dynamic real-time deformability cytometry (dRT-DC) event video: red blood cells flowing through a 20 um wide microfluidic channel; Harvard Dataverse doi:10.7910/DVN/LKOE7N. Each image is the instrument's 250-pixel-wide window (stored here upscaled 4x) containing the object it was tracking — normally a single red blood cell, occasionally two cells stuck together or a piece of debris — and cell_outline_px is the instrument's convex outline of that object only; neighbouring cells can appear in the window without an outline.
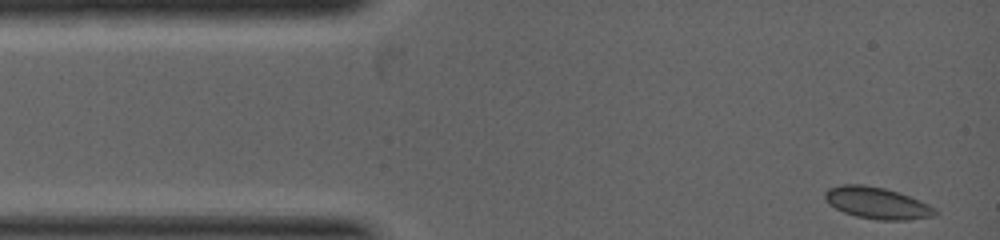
{"species": "common noctule bat (a hibernating species)", "species_latin": "Nyctalus noctula", "temperature_condition": "warm", "stored_images_in_passage": 19, "camera_frame_rate_fps": 5000, "um_per_image_px": 0.085, "animal": {"sex": "female", "body_mass_g": 19.0, "forearm_length_mm": 53.3}, "frame": {"image": 1, "passage_image": 1, "time_ms": 0.0, "image_size_px": [1000, 240], "cell_outline_px": [[940, 212], [936, 216], [908, 220], [880, 220], [856, 216], [844, 212], [828, 204], [824, 196], [824, 192], [828, 188], [844, 184], [864, 184], [884, 188], [908, 196], [928, 204], [936, 208]], "centroid_in_image_um": [74.56, 17.26], "position_along_channel_um": 10.4, "area_um2": 20.35}}
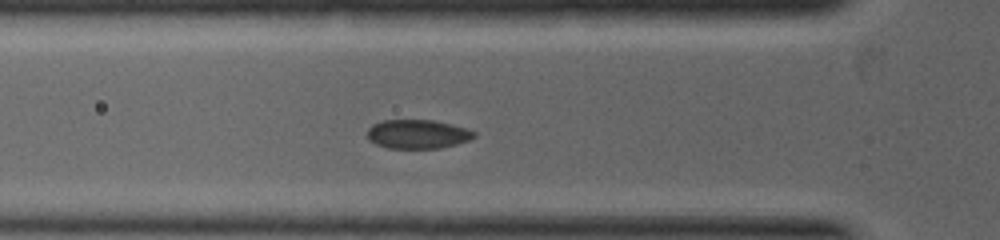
{"frame": {"image": 2, "passage_image": 17, "time_ms": 2.0, "image_size_px": [1000, 240], "cell_outline_px": [[476, 136], [468, 140], [456, 144], [440, 148], [388, 148], [376, 144], [368, 140], [368, 128], [372, 124], [380, 120], [432, 120], [452, 124], [476, 132]], "centroid_in_image_um": [35.47, 11.39], "position_along_channel_um": 90.3, "area_um2": 18.03}}
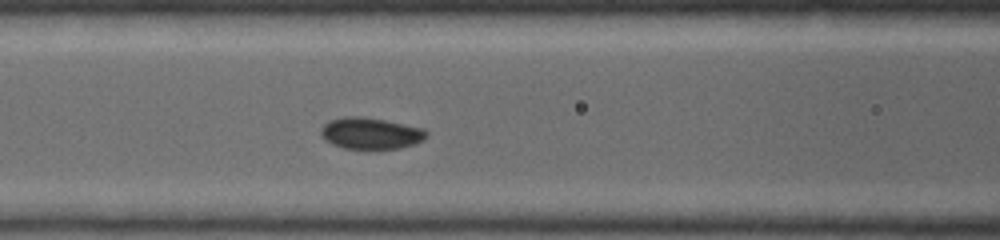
{"frame": {"image": 3, "passage_image": 19, "time_ms": 2.6, "image_size_px": [1000, 240], "cell_outline_px": [[428, 136], [424, 140], [416, 144], [400, 148], [344, 148], [332, 144], [324, 140], [320, 136], [320, 128], [328, 120], [344, 116], [360, 116], [384, 120], [424, 128], [428, 132]], "centroid_in_image_um": [31.49, 11.32], "position_along_channel_um": 135.1, "area_um2": 19.54}}